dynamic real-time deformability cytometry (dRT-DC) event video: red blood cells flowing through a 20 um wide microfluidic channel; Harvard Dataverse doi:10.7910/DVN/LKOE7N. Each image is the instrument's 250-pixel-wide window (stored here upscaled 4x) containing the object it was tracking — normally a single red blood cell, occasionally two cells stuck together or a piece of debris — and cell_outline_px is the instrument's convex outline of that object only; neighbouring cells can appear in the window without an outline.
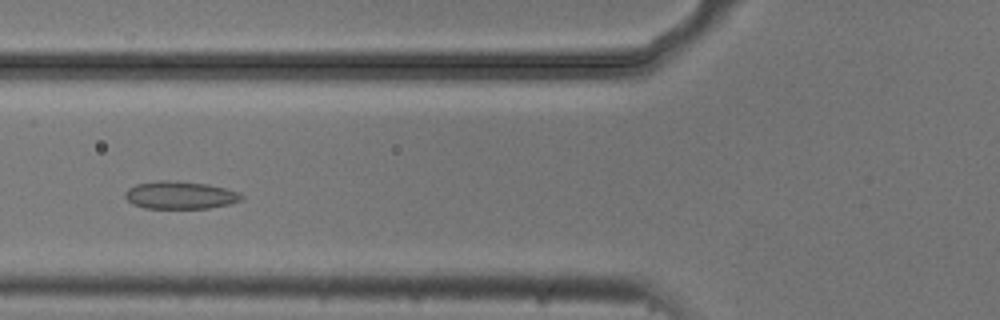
{"species": "common noctule bat (a hibernating species)", "species_latin": "Nyctalus noctula", "temperature_condition": "cold", "stored_images_in_passage": 8, "camera_frame_rate_fps": 3000, "um_per_image_px": 0.085, "animal": {"sex": "male", "body_mass_g": 20.5, "forearm_length_mm": 52.5}, "frame": {"image": 1, "passage_image": 5, "time_ms": 1.333, "image_size_px": [1000, 320], "cell_outline_px": [[244, 200], [228, 204], [208, 208], [144, 208], [132, 204], [124, 196], [124, 192], [128, 188], [136, 184], [160, 180], [176, 180], [208, 184], [224, 188], [236, 192], [244, 196]], "centroid_in_image_um": [15.28, 16.58], "position_along_channel_um": 110.5, "area_um2": 18.84}}
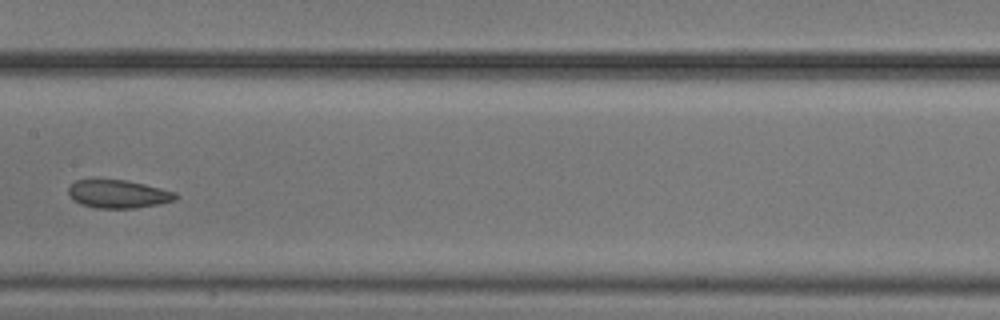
{"frame": {"image": 2, "passage_image": 7, "time_ms": 2.0, "image_size_px": [1000, 320], "cell_outline_px": [[180, 196], [176, 200], [160, 204], [136, 208], [96, 208], [80, 204], [72, 200], [68, 192], [68, 188], [76, 180], [124, 180], [144, 184], [176, 192]], "centroid_in_image_um": [10.07, 16.5], "position_along_channel_um": 197.3, "area_um2": 17.63}}
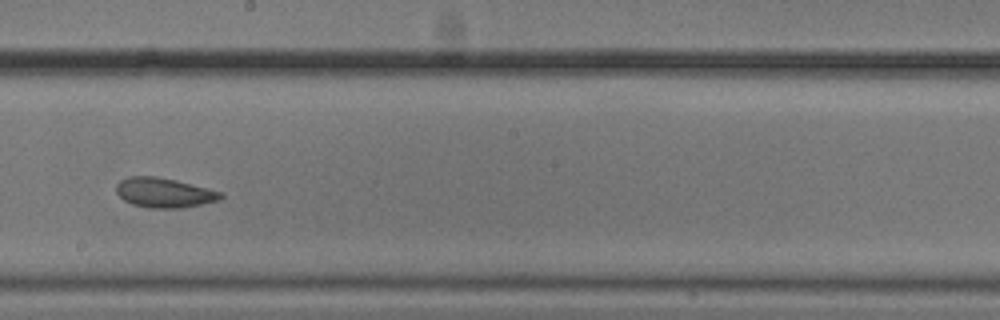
{"frame": {"image": 3, "passage_image": 8, "time_ms": 2.333, "image_size_px": [1000, 320], "cell_outline_px": [[224, 196], [220, 200], [180, 208], [148, 208], [132, 204], [124, 200], [116, 192], [116, 184], [120, 180], [128, 176], [156, 176], [176, 180], [224, 192]], "centroid_in_image_um": [13.95, 16.37], "position_along_channel_um": 234.2, "area_um2": 18.21}}